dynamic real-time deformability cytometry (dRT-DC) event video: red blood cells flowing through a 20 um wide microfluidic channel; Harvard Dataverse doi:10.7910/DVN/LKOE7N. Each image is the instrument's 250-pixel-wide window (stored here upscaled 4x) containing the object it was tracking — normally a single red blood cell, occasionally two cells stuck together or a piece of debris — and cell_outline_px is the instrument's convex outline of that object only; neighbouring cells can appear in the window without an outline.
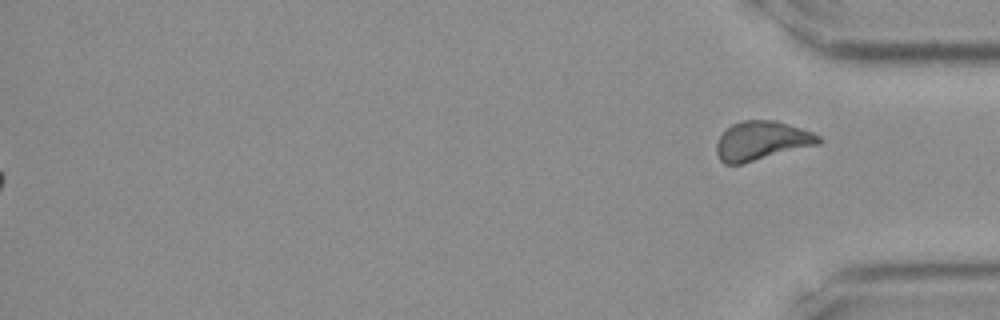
{"species": "Egyptian fruit bat (a non-hibernating species)", "species_latin": "Rousettus aegyptiacus", "temperature_condition": "room temperature", "stored_images_in_passage": 38, "segment_of_instrument_passage": [2, 2], "camera_frame_rate_fps": 3000, "um_per_image_px": 0.085, "frame": {"image": 1, "passage_image": 38, "time_ms": 12.333, "image_size_px": [1000, 320], "cell_outline_px": [[824, 140], [820, 144], [740, 164], [724, 164], [720, 160], [716, 152], [716, 144], [720, 136], [732, 124], [740, 120], [776, 120], [812, 132], [820, 136]], "centroid_in_image_um": [64.75, 11.96], "position_along_channel_um": 370.5, "area_um2": 23.18}}